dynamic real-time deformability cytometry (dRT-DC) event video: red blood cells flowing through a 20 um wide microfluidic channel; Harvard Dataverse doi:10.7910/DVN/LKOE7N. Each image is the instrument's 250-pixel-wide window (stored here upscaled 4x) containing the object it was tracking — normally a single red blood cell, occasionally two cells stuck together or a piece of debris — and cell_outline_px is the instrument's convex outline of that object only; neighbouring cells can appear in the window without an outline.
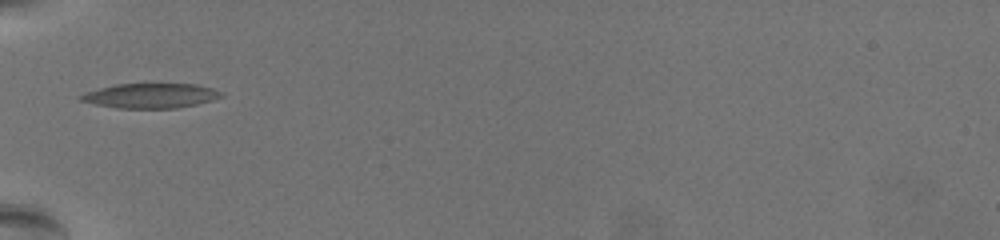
{"species": "common noctule bat (a hibernating species)", "species_latin": "Nyctalus noctula", "temperature_condition": "warm", "stored_images_in_passage": 20, "camera_frame_rate_fps": 3000, "um_per_image_px": 0.085, "animal": {"sex": "female", "body_mass_g": 19.5, "forearm_length_mm": 54.1}, "frame": {"image": 1, "passage_image": 1, "time_ms": 0.0, "image_size_px": [1000, 240], "cell_outline_px": [[224, 96], [212, 100], [196, 104], [176, 108], [116, 108], [96, 104], [80, 100], [76, 96], [100, 88], [116, 84], [196, 84], [212, 88], [220, 92]], "centroid_in_image_um": [12.8, 8.14], "position_along_channel_um": 72.2, "area_um2": 20.06}}
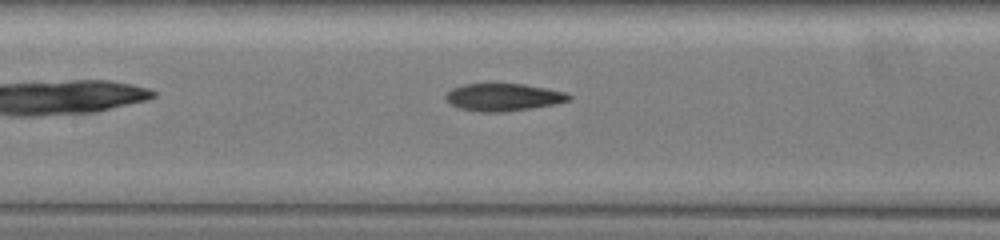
{"frame": {"image": 2, "passage_image": 9, "time_ms": 2.667, "image_size_px": [1000, 240], "cell_outline_px": [[572, 100], [556, 104], [504, 112], [480, 112], [460, 108], [452, 104], [444, 96], [452, 88], [464, 84], [524, 84], [548, 88], [568, 92], [572, 96]], "centroid_in_image_um": [42.85, 8.26], "position_along_channel_um": 164.5, "area_um2": 19.77}}
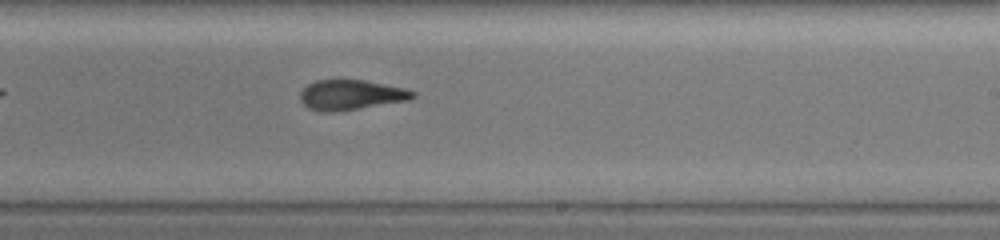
{"frame": {"image": 3, "passage_image": 17, "time_ms": 5.333, "image_size_px": [1000, 240], "cell_outline_px": [[416, 96], [408, 100], [336, 112], [324, 112], [308, 108], [300, 100], [300, 92], [308, 84], [316, 80], [364, 80], [404, 88], [416, 92]], "centroid_in_image_um": [29.81, 8.07], "position_along_channel_um": 259.2, "area_um2": 19.59}}